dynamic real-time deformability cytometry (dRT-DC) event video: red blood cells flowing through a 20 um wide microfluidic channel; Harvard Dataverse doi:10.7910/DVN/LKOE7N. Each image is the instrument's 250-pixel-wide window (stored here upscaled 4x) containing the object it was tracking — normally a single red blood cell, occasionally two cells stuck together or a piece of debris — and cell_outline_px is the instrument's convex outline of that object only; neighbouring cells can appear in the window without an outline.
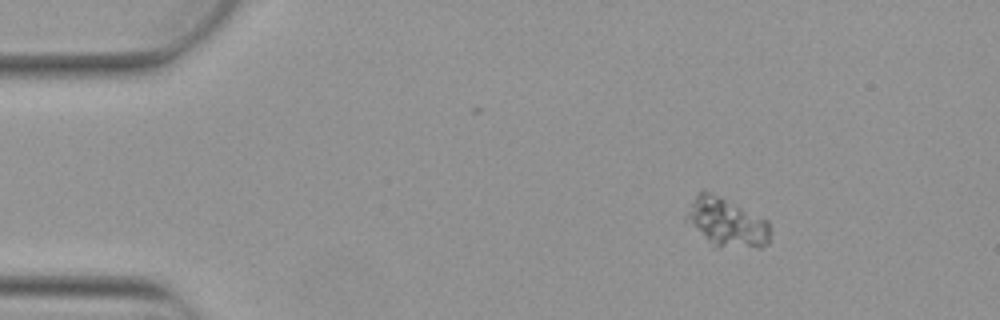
{"species": "Egyptian fruit bat (a non-hibernating species)", "species_latin": "Rousettus aegyptiacus", "temperature_condition": "warm", "stored_images_in_passage": 7, "camera_frame_rate_fps": 3000, "um_per_image_px": 0.085, "animal": {"sex": "female"}, "frame": {"image": 1, "passage_image": 2, "time_ms": 0.333, "image_size_px": [1000, 320], "cell_outline_px": [[768, 244], [760, 248], [716, 248], [684, 220], [684, 216], [692, 200], [704, 188], [768, 220]], "centroid_in_image_um": [61.72, 18.92], "position_along_channel_um": 23.3, "area_um2": 23.99}}
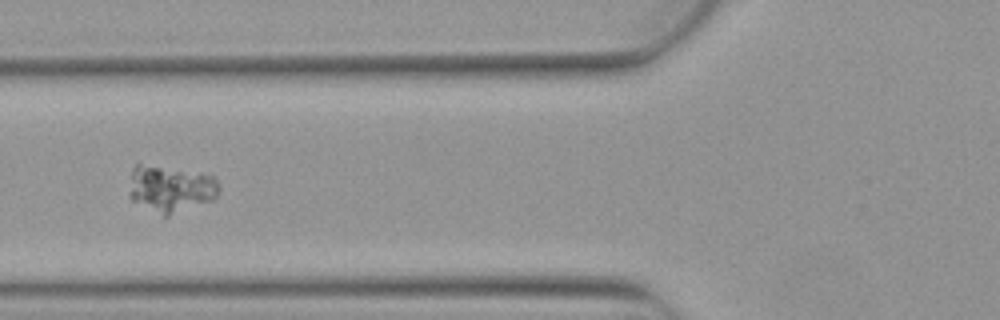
{"frame": {"image": 2, "passage_image": 5, "time_ms": 1.333, "image_size_px": [1000, 320], "cell_outline_px": [[220, 192], [212, 200], [168, 216], [164, 216], [132, 200], [128, 196], [128, 192], [132, 168], [136, 164], [140, 164], [200, 172], [212, 176], [216, 180], [220, 188]], "centroid_in_image_um": [14.5, 16.03], "position_along_channel_um": 111.3, "area_um2": 24.39}}
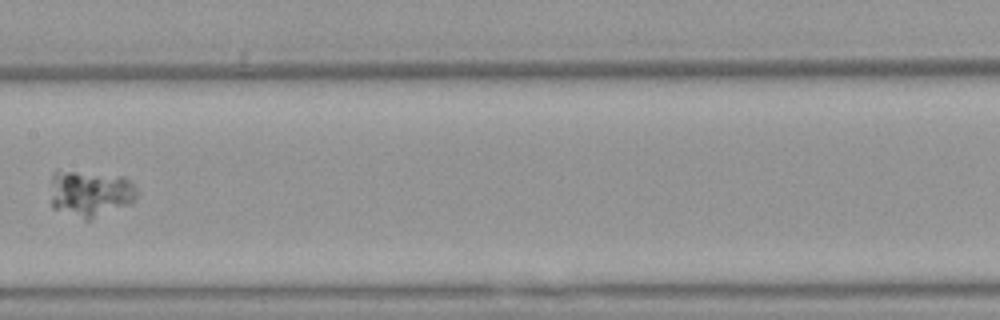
{"frame": {"image": 3, "passage_image": 7, "time_ms": 2.0, "image_size_px": [1000, 320], "cell_outline_px": [[136, 200], [132, 204], [88, 220], [84, 220], [52, 208], [52, 172], [56, 168], [124, 176], [136, 188]], "centroid_in_image_um": [7.66, 16.41], "position_along_channel_um": 199.7, "area_um2": 23.87}}